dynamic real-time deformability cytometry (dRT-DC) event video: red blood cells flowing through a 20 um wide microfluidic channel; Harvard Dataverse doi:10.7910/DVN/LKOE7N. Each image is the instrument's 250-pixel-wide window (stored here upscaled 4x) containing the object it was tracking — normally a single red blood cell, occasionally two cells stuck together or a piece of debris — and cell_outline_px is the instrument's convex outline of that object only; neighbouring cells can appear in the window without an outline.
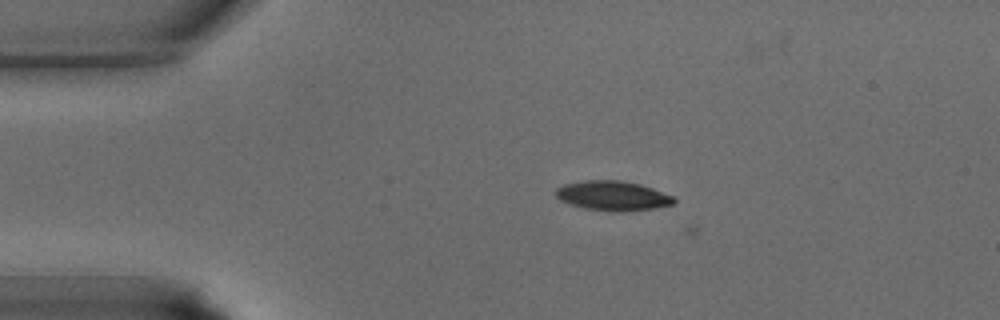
{"species": "common noctule bat (a hibernating species)", "species_latin": "Nyctalus noctula", "temperature_condition": "warm", "stored_images_in_passage": 2, "camera_frame_rate_fps": 3000, "um_per_image_px": 0.085, "animal": {"sex": "male", "body_mass_g": 15.6}, "frame": {"image": 1, "passage_image": 1, "time_ms": 0.0, "image_size_px": [1000, 320], "cell_outline_px": [[676, 204], [656, 208], [620, 212], [584, 208], [568, 204], [560, 200], [556, 196], [556, 188], [564, 184], [584, 180], [620, 180], [640, 184], [676, 196]], "centroid_in_image_um": [52.12, 16.64], "position_along_channel_um": 32.9, "area_um2": 20.63}}